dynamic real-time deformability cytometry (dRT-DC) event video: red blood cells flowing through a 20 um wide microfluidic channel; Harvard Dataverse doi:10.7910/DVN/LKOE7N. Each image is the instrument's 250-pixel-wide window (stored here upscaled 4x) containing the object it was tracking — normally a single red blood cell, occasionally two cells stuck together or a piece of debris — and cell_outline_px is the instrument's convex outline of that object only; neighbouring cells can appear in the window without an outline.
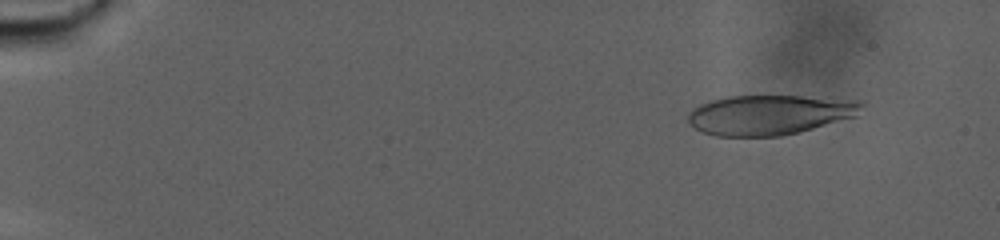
{"species": "human", "species_latin": "Homo sapiens", "temperature_condition": "warm", "stored_images_in_passage": 93, "camera_frame_rate_fps": 3000, "um_per_image_px": 0.085, "donor": {"sex": "male"}, "frame": {"image": 1, "passage_image": 10, "time_ms": 3.0, "image_size_px": [1000, 240], "cell_outline_px": [[864, 104], [856, 116], [812, 128], [780, 136], [716, 136], [704, 132], [696, 128], [688, 120], [688, 112], [700, 104], [708, 100], [728, 96], [800, 96]], "centroid_in_image_um": [65.27, 9.77], "position_along_channel_um": 19.7, "area_um2": 39.25}}
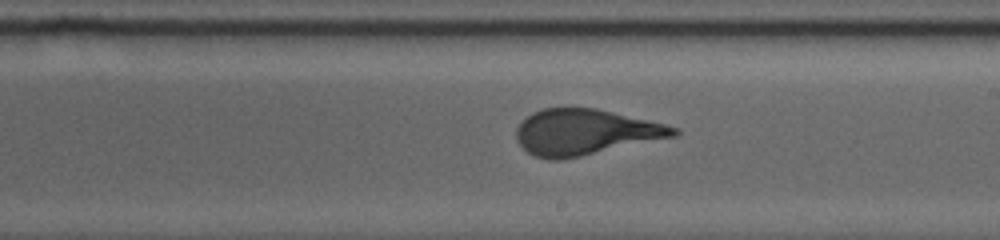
{"frame": {"image": 2, "passage_image": 57, "time_ms": 18.667, "image_size_px": [1000, 240], "cell_outline_px": [[680, 132], [676, 136], [580, 156], [560, 160], [548, 160], [532, 156], [516, 140], [516, 128], [532, 112], [544, 108], [596, 108], [648, 120], [680, 128]], "centroid_in_image_um": [49.72, 11.24], "position_along_channel_um": 239.3, "area_um2": 41.73}}
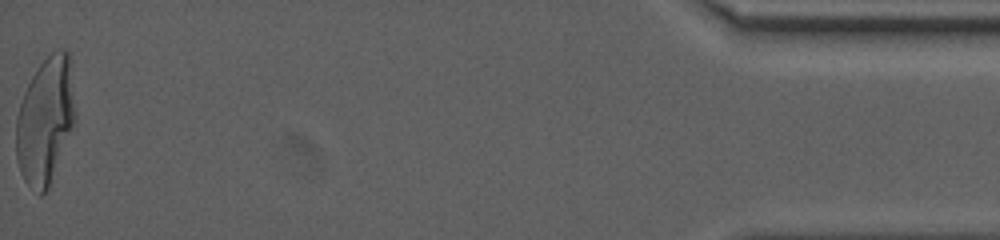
{"frame": {"image": 3, "passage_image": 93, "time_ms": 30.667, "image_size_px": [1000, 240], "cell_outline_px": [[76, 120], [48, 188], [40, 196], [24, 180], [20, 172], [16, 156], [16, 120], [20, 104], [24, 92], [32, 76], [40, 64], [52, 52], [60, 48], [64, 48], [68, 52], [76, 116]], "centroid_in_image_um": [3.85, 10.25], "position_along_channel_um": 431.4, "area_um2": 43.23}, "authors_computed_cell_mechanics": {"area_um2": 41.7316, "velocity_mm_per_s": 2.2992, "shape_relaxation_time_tau1_ms": 10.5752, "shape_relaxation_time_tau2_ms": null, "deformation_change_tau1": 0.2847, "deformation_change_tau2": null}}